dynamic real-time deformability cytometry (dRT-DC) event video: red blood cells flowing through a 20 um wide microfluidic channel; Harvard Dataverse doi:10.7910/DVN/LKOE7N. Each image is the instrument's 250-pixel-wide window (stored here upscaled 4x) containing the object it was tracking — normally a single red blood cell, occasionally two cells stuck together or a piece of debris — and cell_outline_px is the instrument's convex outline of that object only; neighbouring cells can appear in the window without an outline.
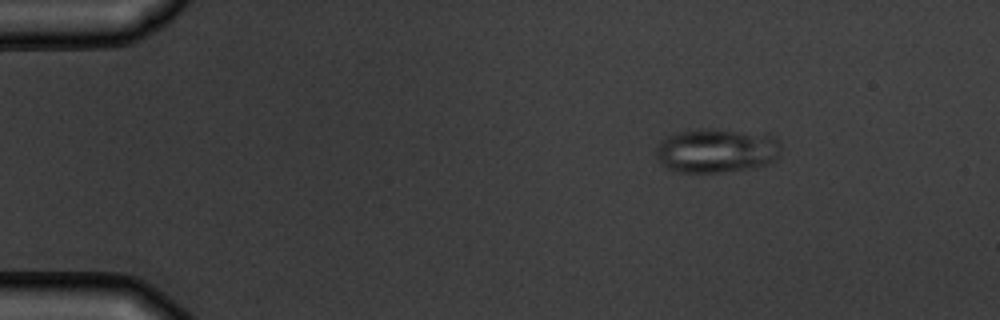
{"species": "common noctule bat (a hibernating species)", "species_latin": "Nyctalus noctula", "temperature_condition": "warm", "stored_images_in_passage": 5, "camera_frame_rate_fps": 3000, "um_per_image_px": 0.085, "animal": {"sex": "male", "body_mass_g": 19.5, "forearm_length_mm": 54.6}, "frame": {"image": 1, "passage_image": 1, "time_ms": 0.0, "image_size_px": [1000, 320], "cell_outline_px": [[780, 156], [768, 164], [752, 168], [716, 172], [676, 172], [660, 164], [656, 156], [656, 148], [660, 140], [668, 136], [680, 132], [700, 128], [772, 136], [780, 144]], "centroid_in_image_um": [60.85, 12.83], "position_along_channel_um": 24.1, "area_um2": 31.73}}